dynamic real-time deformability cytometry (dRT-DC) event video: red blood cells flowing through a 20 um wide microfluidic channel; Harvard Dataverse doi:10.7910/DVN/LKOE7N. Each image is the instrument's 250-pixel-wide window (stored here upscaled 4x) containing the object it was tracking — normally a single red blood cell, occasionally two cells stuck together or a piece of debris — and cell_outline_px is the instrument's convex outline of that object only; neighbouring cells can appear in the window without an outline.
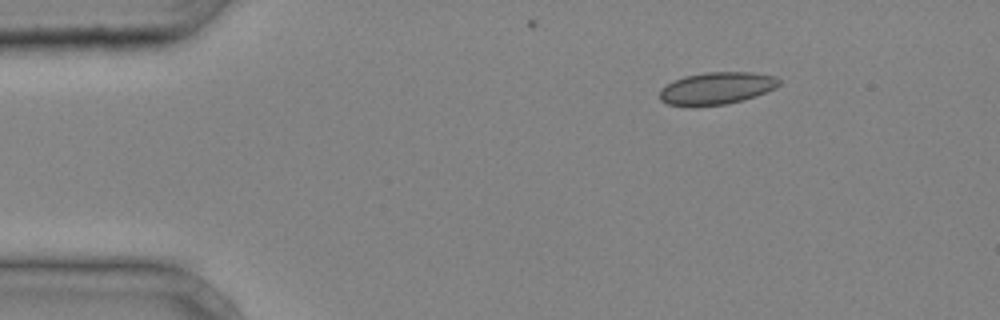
{"species": "common noctule bat (a hibernating species)", "species_latin": "Nyctalus noctula", "temperature_condition": "cold", "stored_images_in_passage": 32, "camera_frame_rate_fps": 3000, "um_per_image_px": 0.085, "animal": {"sex": "male", "body_mass_g": 20.4}, "frame": {"image": 1, "passage_image": 1, "time_ms": 0.0, "image_size_px": [1000, 320], "cell_outline_px": [[780, 84], [776, 88], [756, 96], [744, 100], [728, 104], [696, 108], [692, 108], [668, 104], [660, 100], [660, 88], [684, 76], [704, 72], [752, 72], [776, 76], [780, 80]], "centroid_in_image_um": [60.91, 7.53], "position_along_channel_um": 24.1, "area_um2": 23.0}}
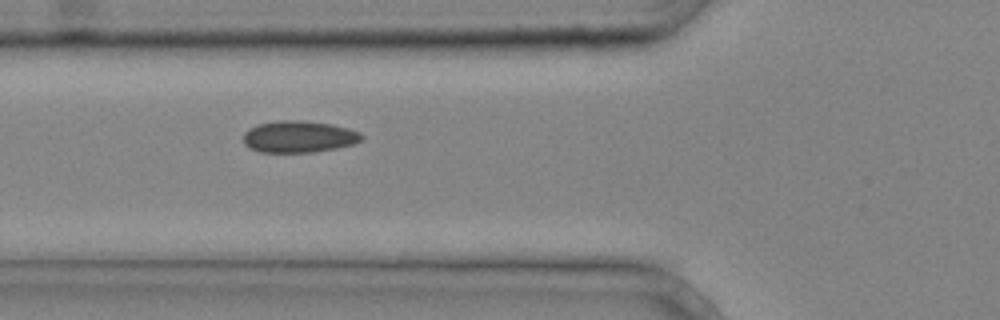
{"frame": {"image": 2, "passage_image": 10, "time_ms": 3.0, "image_size_px": [1000, 320], "cell_outline_px": [[364, 136], [360, 140], [352, 144], [336, 148], [312, 152], [260, 152], [248, 148], [244, 144], [244, 132], [248, 128], [256, 124], [276, 120], [300, 120], [332, 124], [348, 128], [360, 132]], "centroid_in_image_um": [25.36, 11.61], "position_along_channel_um": 100.4, "area_um2": 22.02}}
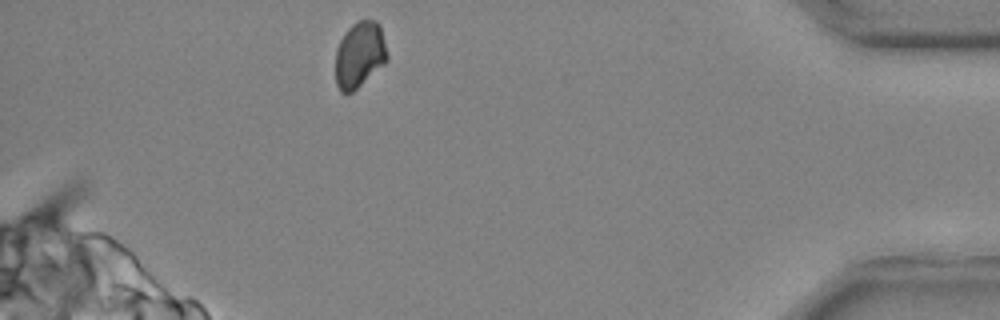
{"frame": {"image": 3, "passage_image": 32, "time_ms": 10.333, "image_size_px": [1000, 320], "cell_outline_px": [[388, 60], [384, 64], [352, 92], [340, 92], [336, 84], [336, 48], [344, 32], [352, 24], [360, 20], [376, 20], [380, 24], [388, 56]], "centroid_in_image_um": [30.56, 4.63], "position_along_channel_um": 404.6, "area_um2": 19.88}}